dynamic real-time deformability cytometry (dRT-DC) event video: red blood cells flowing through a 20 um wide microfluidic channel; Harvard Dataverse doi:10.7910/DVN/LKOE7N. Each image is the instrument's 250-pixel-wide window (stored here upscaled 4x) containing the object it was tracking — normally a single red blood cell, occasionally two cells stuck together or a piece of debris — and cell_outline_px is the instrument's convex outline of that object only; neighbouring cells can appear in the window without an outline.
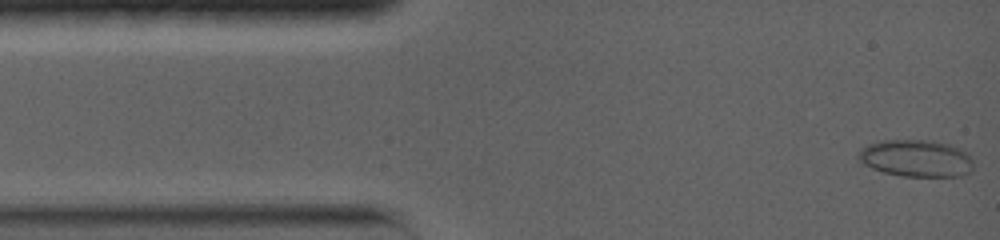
{"species": "common noctule bat (a hibernating species)", "species_latin": "Nyctalus noctula", "temperature_condition": "warm", "stored_images_in_passage": 86, "camera_frame_rate_fps": 5000, "um_per_image_px": 0.085, "animal": {"sex": "female", "body_mass_g": 19.0, "forearm_length_mm": 56.7}, "frame": {"image": 1, "passage_image": 1, "time_ms": 0.0, "image_size_px": [1000, 240], "cell_outline_px": [[972, 168], [968, 172], [960, 176], [904, 176], [884, 172], [872, 168], [864, 164], [860, 160], [860, 148], [868, 144], [884, 140], [932, 140], [948, 144], [960, 148], [972, 160]], "centroid_in_image_um": [77.87, 13.45], "position_along_channel_um": 7.1, "area_um2": 24.51}}
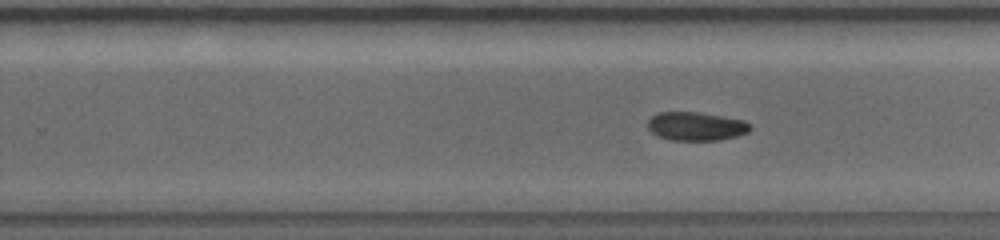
{"frame": {"image": 2, "passage_image": 46, "time_ms": 9.0, "image_size_px": [1000, 240], "cell_outline_px": [[752, 128], [748, 132], [736, 136], [720, 140], [672, 140], [656, 136], [648, 128], [648, 120], [652, 116], [660, 112], [696, 112], [724, 116], [744, 120]], "centroid_in_image_um": [59.16, 10.73], "position_along_channel_um": 270.6, "area_um2": 17.05}}
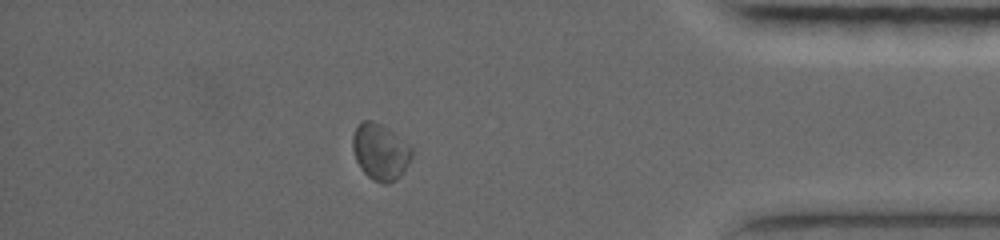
{"frame": {"image": 3, "passage_image": 68, "time_ms": 13.4, "image_size_px": [1000, 240], "cell_outline_px": [[412, 156], [408, 164], [400, 176], [396, 180], [388, 184], [384, 184], [372, 180], [360, 168], [356, 160], [352, 148], [352, 136], [360, 120], [372, 120], [388, 128], [412, 148]], "centroid_in_image_um": [32.3, 12.91], "position_along_channel_um": 402.9, "area_um2": 19.42}, "authors_computed_cell_mechanics": {"area_um2": 18.6405, "velocity_mm_per_s": 3.7593, "shape_relaxation_time_tau1_ms": 2.7772, "shape_relaxation_time_tau2_ms": null, "deformation_change_tau1": 0.0772, "deformation_change_tau2": null}}